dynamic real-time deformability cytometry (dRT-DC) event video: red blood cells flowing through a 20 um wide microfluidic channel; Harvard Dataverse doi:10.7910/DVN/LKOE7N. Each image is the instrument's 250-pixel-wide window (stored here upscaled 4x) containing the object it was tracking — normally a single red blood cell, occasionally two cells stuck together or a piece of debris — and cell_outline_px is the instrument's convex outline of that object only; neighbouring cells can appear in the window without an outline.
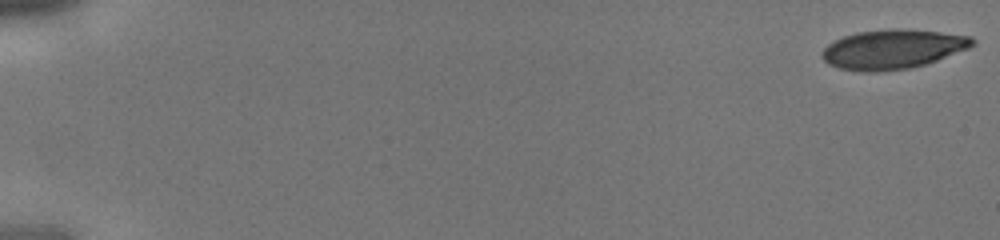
{"species": "human", "species_latin": "Homo sapiens", "temperature_condition": "cold", "stored_images_in_passage": 43, "camera_frame_rate_fps": 3000, "um_per_image_px": 0.085, "donor": {"sex": "male"}, "frame": {"image": 1, "passage_image": 1, "time_ms": 0.0, "image_size_px": [1000, 240], "cell_outline_px": [[976, 44], [968, 48], [936, 60], [924, 64], [908, 68], [876, 72], [864, 72], [840, 68], [828, 64], [820, 56], [820, 52], [828, 44], [844, 36], [856, 32], [888, 28], [908, 28], [972, 36], [976, 40]], "centroid_in_image_um": [75.87, 4.16], "position_along_channel_um": 9.1, "area_um2": 34.68}}
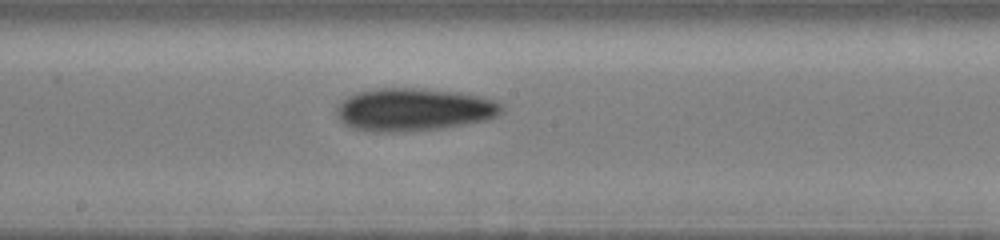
{"frame": {"image": 2, "passage_image": 25, "time_ms": 8.0, "image_size_px": [1000, 240], "cell_outline_px": [[504, 112], [488, 120], [444, 128], [404, 132], [368, 132], [348, 128], [336, 116], [336, 104], [348, 96], [356, 92], [380, 88], [412, 88], [456, 92], [476, 96], [492, 100], [504, 104]], "centroid_in_image_um": [35.12, 9.34], "position_along_channel_um": 213.1, "area_um2": 41.67}}
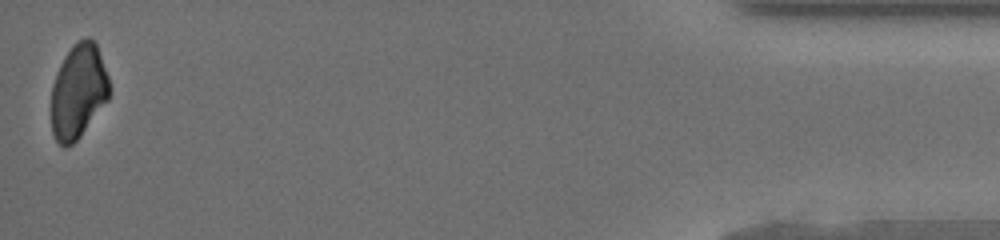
{"frame": {"image": 3, "passage_image": 43, "time_ms": 14.0, "image_size_px": [1000, 240], "cell_outline_px": [[108, 100], [80, 136], [72, 144], [64, 148], [56, 140], [52, 132], [52, 84], [56, 72], [64, 56], [72, 44], [76, 40], [88, 36], [92, 36], [96, 44], [108, 76]], "centroid_in_image_um": [6.64, 7.72], "position_along_channel_um": 428.6, "area_um2": 31.91}}